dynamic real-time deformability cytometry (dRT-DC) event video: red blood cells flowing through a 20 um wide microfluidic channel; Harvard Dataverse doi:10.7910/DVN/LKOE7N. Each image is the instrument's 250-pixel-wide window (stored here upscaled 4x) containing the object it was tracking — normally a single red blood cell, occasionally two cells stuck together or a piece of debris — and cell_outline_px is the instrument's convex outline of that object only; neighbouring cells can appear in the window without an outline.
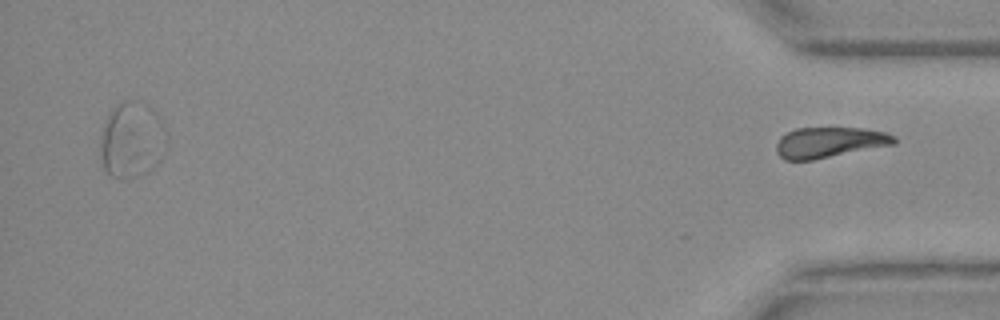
{"species": "Egyptian fruit bat (a non-hibernating species)", "species_latin": "Rousettus aegyptiacus", "temperature_condition": "warm", "stored_images_in_passage": 35, "segment_of_instrument_passage": [2, 2], "camera_frame_rate_fps": 3000, "um_per_image_px": 0.085, "animal": {"sex": "female"}, "frame": {"image": 1, "passage_image": 35, "time_ms": 11.333, "image_size_px": [1000, 320], "cell_outline_px": [[896, 144], [812, 160], [784, 160], [776, 152], [776, 144], [780, 136], [796, 128], [864, 128], [884, 132], [896, 136]], "centroid_in_image_um": [70.5, 12.1], "position_along_channel_um": 364.7, "area_um2": 21.04}}